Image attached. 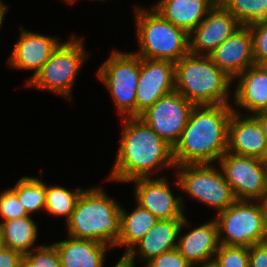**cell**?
<instances>
[{"instance_id": "obj_29", "label": "cell", "mask_w": 267, "mask_h": 267, "mask_svg": "<svg viewBox=\"0 0 267 267\" xmlns=\"http://www.w3.org/2000/svg\"><path fill=\"white\" fill-rule=\"evenodd\" d=\"M23 258L32 267H62L59 255L53 244L47 246L35 245L30 253L23 255Z\"/></svg>"}, {"instance_id": "obj_35", "label": "cell", "mask_w": 267, "mask_h": 267, "mask_svg": "<svg viewBox=\"0 0 267 267\" xmlns=\"http://www.w3.org/2000/svg\"><path fill=\"white\" fill-rule=\"evenodd\" d=\"M263 128V134L267 140V111H262L253 115Z\"/></svg>"}, {"instance_id": "obj_37", "label": "cell", "mask_w": 267, "mask_h": 267, "mask_svg": "<svg viewBox=\"0 0 267 267\" xmlns=\"http://www.w3.org/2000/svg\"><path fill=\"white\" fill-rule=\"evenodd\" d=\"M8 6H6L2 0H0V29L4 21L6 12L8 11Z\"/></svg>"}, {"instance_id": "obj_7", "label": "cell", "mask_w": 267, "mask_h": 267, "mask_svg": "<svg viewBox=\"0 0 267 267\" xmlns=\"http://www.w3.org/2000/svg\"><path fill=\"white\" fill-rule=\"evenodd\" d=\"M83 38L71 36L50 55L41 70L26 83V87L49 90L72 100L70 95L79 70L89 57Z\"/></svg>"}, {"instance_id": "obj_9", "label": "cell", "mask_w": 267, "mask_h": 267, "mask_svg": "<svg viewBox=\"0 0 267 267\" xmlns=\"http://www.w3.org/2000/svg\"><path fill=\"white\" fill-rule=\"evenodd\" d=\"M140 76V57L134 52L113 51L98 70L122 118L136 117V88Z\"/></svg>"}, {"instance_id": "obj_20", "label": "cell", "mask_w": 267, "mask_h": 267, "mask_svg": "<svg viewBox=\"0 0 267 267\" xmlns=\"http://www.w3.org/2000/svg\"><path fill=\"white\" fill-rule=\"evenodd\" d=\"M182 221L183 219L158 220L126 254L134 263L136 254L139 261L147 263L164 252L176 249Z\"/></svg>"}, {"instance_id": "obj_42", "label": "cell", "mask_w": 267, "mask_h": 267, "mask_svg": "<svg viewBox=\"0 0 267 267\" xmlns=\"http://www.w3.org/2000/svg\"><path fill=\"white\" fill-rule=\"evenodd\" d=\"M265 207V212H266V221H267V196L265 197V199L262 201Z\"/></svg>"}, {"instance_id": "obj_13", "label": "cell", "mask_w": 267, "mask_h": 267, "mask_svg": "<svg viewBox=\"0 0 267 267\" xmlns=\"http://www.w3.org/2000/svg\"><path fill=\"white\" fill-rule=\"evenodd\" d=\"M136 88V117L161 97L175 91V63L140 58V76Z\"/></svg>"}, {"instance_id": "obj_38", "label": "cell", "mask_w": 267, "mask_h": 267, "mask_svg": "<svg viewBox=\"0 0 267 267\" xmlns=\"http://www.w3.org/2000/svg\"><path fill=\"white\" fill-rule=\"evenodd\" d=\"M4 248H6V245H5V242H4L2 229L0 227V251H2Z\"/></svg>"}, {"instance_id": "obj_32", "label": "cell", "mask_w": 267, "mask_h": 267, "mask_svg": "<svg viewBox=\"0 0 267 267\" xmlns=\"http://www.w3.org/2000/svg\"><path fill=\"white\" fill-rule=\"evenodd\" d=\"M145 267H194L178 251L173 249L151 259L144 265Z\"/></svg>"}, {"instance_id": "obj_40", "label": "cell", "mask_w": 267, "mask_h": 267, "mask_svg": "<svg viewBox=\"0 0 267 267\" xmlns=\"http://www.w3.org/2000/svg\"><path fill=\"white\" fill-rule=\"evenodd\" d=\"M19 267H32L24 258L20 261Z\"/></svg>"}, {"instance_id": "obj_17", "label": "cell", "mask_w": 267, "mask_h": 267, "mask_svg": "<svg viewBox=\"0 0 267 267\" xmlns=\"http://www.w3.org/2000/svg\"><path fill=\"white\" fill-rule=\"evenodd\" d=\"M188 224L187 217H185L179 231L178 251L194 267L212 262L220 246L216 219L212 218V220L205 222V224L183 234L182 231Z\"/></svg>"}, {"instance_id": "obj_39", "label": "cell", "mask_w": 267, "mask_h": 267, "mask_svg": "<svg viewBox=\"0 0 267 267\" xmlns=\"http://www.w3.org/2000/svg\"><path fill=\"white\" fill-rule=\"evenodd\" d=\"M200 267H219L214 261L208 262L202 265H199Z\"/></svg>"}, {"instance_id": "obj_26", "label": "cell", "mask_w": 267, "mask_h": 267, "mask_svg": "<svg viewBox=\"0 0 267 267\" xmlns=\"http://www.w3.org/2000/svg\"><path fill=\"white\" fill-rule=\"evenodd\" d=\"M84 189L78 187L68 190L65 187L46 185L45 211L53 216H63L66 222L74 211L76 201Z\"/></svg>"}, {"instance_id": "obj_36", "label": "cell", "mask_w": 267, "mask_h": 267, "mask_svg": "<svg viewBox=\"0 0 267 267\" xmlns=\"http://www.w3.org/2000/svg\"><path fill=\"white\" fill-rule=\"evenodd\" d=\"M135 265L136 264L128 257L127 254H123L113 267H135Z\"/></svg>"}, {"instance_id": "obj_8", "label": "cell", "mask_w": 267, "mask_h": 267, "mask_svg": "<svg viewBox=\"0 0 267 267\" xmlns=\"http://www.w3.org/2000/svg\"><path fill=\"white\" fill-rule=\"evenodd\" d=\"M174 170L177 177L173 184L194 200L215 208L216 212L227 209L237 200L221 169L214 164H186Z\"/></svg>"}, {"instance_id": "obj_16", "label": "cell", "mask_w": 267, "mask_h": 267, "mask_svg": "<svg viewBox=\"0 0 267 267\" xmlns=\"http://www.w3.org/2000/svg\"><path fill=\"white\" fill-rule=\"evenodd\" d=\"M60 44L56 37L29 32L21 27L19 40L8 58V64L13 69L34 71L29 82Z\"/></svg>"}, {"instance_id": "obj_43", "label": "cell", "mask_w": 267, "mask_h": 267, "mask_svg": "<svg viewBox=\"0 0 267 267\" xmlns=\"http://www.w3.org/2000/svg\"><path fill=\"white\" fill-rule=\"evenodd\" d=\"M260 66H262L267 71V60H264Z\"/></svg>"}, {"instance_id": "obj_44", "label": "cell", "mask_w": 267, "mask_h": 267, "mask_svg": "<svg viewBox=\"0 0 267 267\" xmlns=\"http://www.w3.org/2000/svg\"><path fill=\"white\" fill-rule=\"evenodd\" d=\"M65 1H67L69 4H73L77 0H65Z\"/></svg>"}, {"instance_id": "obj_31", "label": "cell", "mask_w": 267, "mask_h": 267, "mask_svg": "<svg viewBox=\"0 0 267 267\" xmlns=\"http://www.w3.org/2000/svg\"><path fill=\"white\" fill-rule=\"evenodd\" d=\"M253 37V54L255 64L267 60V20L249 24Z\"/></svg>"}, {"instance_id": "obj_23", "label": "cell", "mask_w": 267, "mask_h": 267, "mask_svg": "<svg viewBox=\"0 0 267 267\" xmlns=\"http://www.w3.org/2000/svg\"><path fill=\"white\" fill-rule=\"evenodd\" d=\"M157 221L154 215L139 204L131 213L121 206V233L115 247H126V254Z\"/></svg>"}, {"instance_id": "obj_25", "label": "cell", "mask_w": 267, "mask_h": 267, "mask_svg": "<svg viewBox=\"0 0 267 267\" xmlns=\"http://www.w3.org/2000/svg\"><path fill=\"white\" fill-rule=\"evenodd\" d=\"M24 206L28 215L38 211H45L46 183L39 178L24 176L11 188Z\"/></svg>"}, {"instance_id": "obj_2", "label": "cell", "mask_w": 267, "mask_h": 267, "mask_svg": "<svg viewBox=\"0 0 267 267\" xmlns=\"http://www.w3.org/2000/svg\"><path fill=\"white\" fill-rule=\"evenodd\" d=\"M232 108L231 104L193 107L181 137L173 147L175 166L218 162L227 152Z\"/></svg>"}, {"instance_id": "obj_28", "label": "cell", "mask_w": 267, "mask_h": 267, "mask_svg": "<svg viewBox=\"0 0 267 267\" xmlns=\"http://www.w3.org/2000/svg\"><path fill=\"white\" fill-rule=\"evenodd\" d=\"M213 261L219 267H249V248L220 244Z\"/></svg>"}, {"instance_id": "obj_27", "label": "cell", "mask_w": 267, "mask_h": 267, "mask_svg": "<svg viewBox=\"0 0 267 267\" xmlns=\"http://www.w3.org/2000/svg\"><path fill=\"white\" fill-rule=\"evenodd\" d=\"M241 25L267 20V0H217Z\"/></svg>"}, {"instance_id": "obj_4", "label": "cell", "mask_w": 267, "mask_h": 267, "mask_svg": "<svg viewBox=\"0 0 267 267\" xmlns=\"http://www.w3.org/2000/svg\"><path fill=\"white\" fill-rule=\"evenodd\" d=\"M232 82L209 56L189 53L175 63V91L194 105L233 104Z\"/></svg>"}, {"instance_id": "obj_6", "label": "cell", "mask_w": 267, "mask_h": 267, "mask_svg": "<svg viewBox=\"0 0 267 267\" xmlns=\"http://www.w3.org/2000/svg\"><path fill=\"white\" fill-rule=\"evenodd\" d=\"M219 243L250 247L267 240V221L262 201L236 200L217 213Z\"/></svg>"}, {"instance_id": "obj_5", "label": "cell", "mask_w": 267, "mask_h": 267, "mask_svg": "<svg viewBox=\"0 0 267 267\" xmlns=\"http://www.w3.org/2000/svg\"><path fill=\"white\" fill-rule=\"evenodd\" d=\"M135 6L136 33L140 58L176 63L190 53L189 34L163 18L153 8Z\"/></svg>"}, {"instance_id": "obj_24", "label": "cell", "mask_w": 267, "mask_h": 267, "mask_svg": "<svg viewBox=\"0 0 267 267\" xmlns=\"http://www.w3.org/2000/svg\"><path fill=\"white\" fill-rule=\"evenodd\" d=\"M6 247L20 252L30 253L38 236L37 223L32 217L26 216L0 222Z\"/></svg>"}, {"instance_id": "obj_3", "label": "cell", "mask_w": 267, "mask_h": 267, "mask_svg": "<svg viewBox=\"0 0 267 267\" xmlns=\"http://www.w3.org/2000/svg\"><path fill=\"white\" fill-rule=\"evenodd\" d=\"M67 223V235L115 248L121 233V205L102 187L84 189Z\"/></svg>"}, {"instance_id": "obj_18", "label": "cell", "mask_w": 267, "mask_h": 267, "mask_svg": "<svg viewBox=\"0 0 267 267\" xmlns=\"http://www.w3.org/2000/svg\"><path fill=\"white\" fill-rule=\"evenodd\" d=\"M266 146L263 128L253 115L231 114L227 152L261 159Z\"/></svg>"}, {"instance_id": "obj_12", "label": "cell", "mask_w": 267, "mask_h": 267, "mask_svg": "<svg viewBox=\"0 0 267 267\" xmlns=\"http://www.w3.org/2000/svg\"><path fill=\"white\" fill-rule=\"evenodd\" d=\"M161 177V178H160ZM134 195L136 203L148 210L158 220L184 219L183 197L175 196L166 176L158 178H137Z\"/></svg>"}, {"instance_id": "obj_15", "label": "cell", "mask_w": 267, "mask_h": 267, "mask_svg": "<svg viewBox=\"0 0 267 267\" xmlns=\"http://www.w3.org/2000/svg\"><path fill=\"white\" fill-rule=\"evenodd\" d=\"M209 57L231 79L254 65L253 37L248 25H241Z\"/></svg>"}, {"instance_id": "obj_22", "label": "cell", "mask_w": 267, "mask_h": 267, "mask_svg": "<svg viewBox=\"0 0 267 267\" xmlns=\"http://www.w3.org/2000/svg\"><path fill=\"white\" fill-rule=\"evenodd\" d=\"M62 267H103L105 255L112 247L94 240L68 239L52 243Z\"/></svg>"}, {"instance_id": "obj_33", "label": "cell", "mask_w": 267, "mask_h": 267, "mask_svg": "<svg viewBox=\"0 0 267 267\" xmlns=\"http://www.w3.org/2000/svg\"><path fill=\"white\" fill-rule=\"evenodd\" d=\"M249 267H267V242L249 247Z\"/></svg>"}, {"instance_id": "obj_10", "label": "cell", "mask_w": 267, "mask_h": 267, "mask_svg": "<svg viewBox=\"0 0 267 267\" xmlns=\"http://www.w3.org/2000/svg\"><path fill=\"white\" fill-rule=\"evenodd\" d=\"M237 200L263 201L267 196V167L261 159L224 153L218 160Z\"/></svg>"}, {"instance_id": "obj_14", "label": "cell", "mask_w": 267, "mask_h": 267, "mask_svg": "<svg viewBox=\"0 0 267 267\" xmlns=\"http://www.w3.org/2000/svg\"><path fill=\"white\" fill-rule=\"evenodd\" d=\"M240 26L229 10L216 3L204 20L189 34L190 53L209 56Z\"/></svg>"}, {"instance_id": "obj_1", "label": "cell", "mask_w": 267, "mask_h": 267, "mask_svg": "<svg viewBox=\"0 0 267 267\" xmlns=\"http://www.w3.org/2000/svg\"><path fill=\"white\" fill-rule=\"evenodd\" d=\"M123 134L108 180L129 182L175 169L173 147L139 117L122 118ZM152 172V175H151Z\"/></svg>"}, {"instance_id": "obj_41", "label": "cell", "mask_w": 267, "mask_h": 267, "mask_svg": "<svg viewBox=\"0 0 267 267\" xmlns=\"http://www.w3.org/2000/svg\"><path fill=\"white\" fill-rule=\"evenodd\" d=\"M261 161L263 162V164L267 167V146L264 152V155L261 158Z\"/></svg>"}, {"instance_id": "obj_34", "label": "cell", "mask_w": 267, "mask_h": 267, "mask_svg": "<svg viewBox=\"0 0 267 267\" xmlns=\"http://www.w3.org/2000/svg\"><path fill=\"white\" fill-rule=\"evenodd\" d=\"M23 255L8 247L0 251V267H19Z\"/></svg>"}, {"instance_id": "obj_11", "label": "cell", "mask_w": 267, "mask_h": 267, "mask_svg": "<svg viewBox=\"0 0 267 267\" xmlns=\"http://www.w3.org/2000/svg\"><path fill=\"white\" fill-rule=\"evenodd\" d=\"M194 106L183 95L174 91L158 99L141 113L139 118L174 147L181 137Z\"/></svg>"}, {"instance_id": "obj_30", "label": "cell", "mask_w": 267, "mask_h": 267, "mask_svg": "<svg viewBox=\"0 0 267 267\" xmlns=\"http://www.w3.org/2000/svg\"><path fill=\"white\" fill-rule=\"evenodd\" d=\"M26 216L29 215L11 188L0 193V217L3 220L2 222Z\"/></svg>"}, {"instance_id": "obj_19", "label": "cell", "mask_w": 267, "mask_h": 267, "mask_svg": "<svg viewBox=\"0 0 267 267\" xmlns=\"http://www.w3.org/2000/svg\"><path fill=\"white\" fill-rule=\"evenodd\" d=\"M236 79L238 84H235L237 86L233 91V101L237 108L232 106L233 112L240 114L241 108L250 113L245 115L267 111V71L262 66L254 64L236 76L233 81Z\"/></svg>"}, {"instance_id": "obj_21", "label": "cell", "mask_w": 267, "mask_h": 267, "mask_svg": "<svg viewBox=\"0 0 267 267\" xmlns=\"http://www.w3.org/2000/svg\"><path fill=\"white\" fill-rule=\"evenodd\" d=\"M216 3L217 0H159L151 7L174 26L190 34Z\"/></svg>"}]
</instances>
